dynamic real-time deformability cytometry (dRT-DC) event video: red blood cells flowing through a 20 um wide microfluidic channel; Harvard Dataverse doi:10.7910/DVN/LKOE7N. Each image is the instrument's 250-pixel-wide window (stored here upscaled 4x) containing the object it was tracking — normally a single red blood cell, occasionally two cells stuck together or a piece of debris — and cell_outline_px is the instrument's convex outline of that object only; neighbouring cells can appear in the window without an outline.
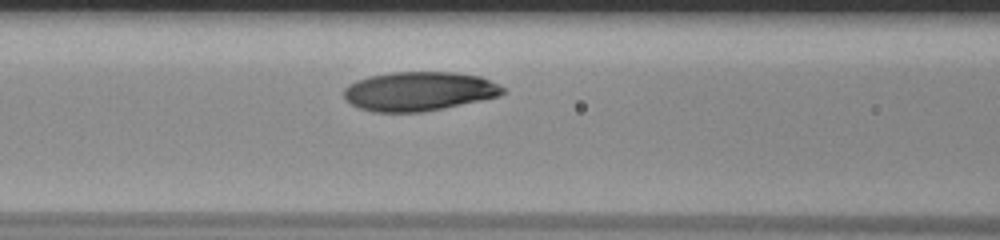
{"species": "human", "species_latin": "Homo sapiens", "temperature_condition": "room temperature", "stored_images_in_passage": 15, "camera_frame_rate_fps": 3000, "um_per_image_px": 0.085, "donor": {"sex": "male"}, "frame": {"image": 1, "passage_image": 11, "time_ms": 3.333, "image_size_px": [1000, 240], "cell_outline_px": [[508, 92], [496, 96], [480, 100], [444, 108], [424, 112], [372, 112], [360, 108], [344, 100], [344, 88], [348, 84], [356, 80], [368, 76], [392, 72], [456, 72], [480, 76], [500, 84]], "centroid_in_image_um": [35.6, 7.75], "position_along_channel_um": 131.0, "area_um2": 36.47}}
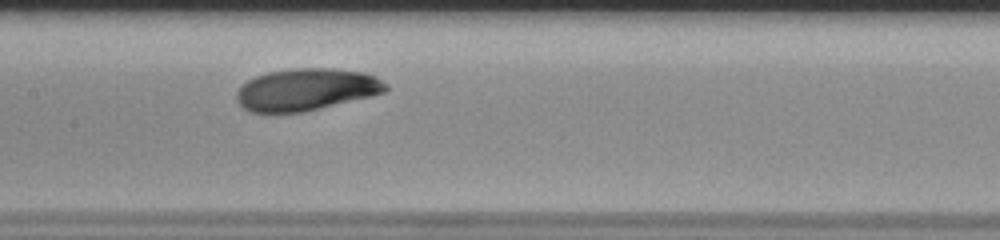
{"frame": {"image": 2, "passage_image": 15, "time_ms": 4.667, "image_size_px": [1000, 240], "cell_outline_px": [[388, 88], [384, 92], [372, 96], [304, 112], [252, 112], [244, 108], [236, 100], [236, 92], [248, 80], [256, 76], [268, 72], [292, 68], [332, 68], [364, 72], [376, 76], [388, 84]], "centroid_in_image_um": [26.07, 7.6], "position_along_channel_um": 181.3, "area_um2": 36.59}}